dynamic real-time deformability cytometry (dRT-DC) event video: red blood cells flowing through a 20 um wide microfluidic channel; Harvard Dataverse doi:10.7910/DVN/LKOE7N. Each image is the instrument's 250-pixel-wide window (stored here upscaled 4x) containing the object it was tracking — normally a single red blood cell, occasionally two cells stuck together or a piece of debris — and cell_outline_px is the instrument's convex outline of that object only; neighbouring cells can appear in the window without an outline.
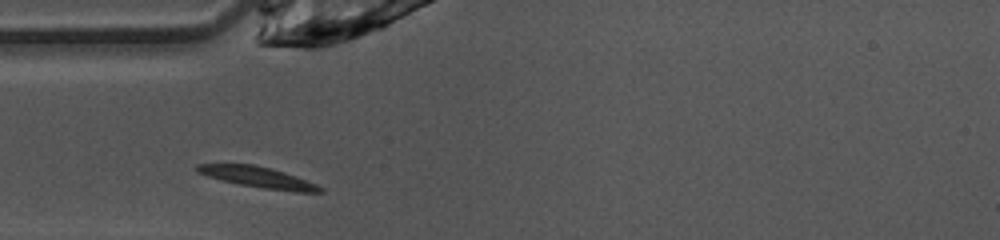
{"species": "common noctule bat (a hibernating species)", "species_latin": "Nyctalus noctula", "temperature_condition": "warm", "stored_images_in_passage": 28, "camera_frame_rate_fps": 3000, "um_per_image_px": 0.085, "animal": {"sex": "female", "body_mass_g": 10.0, "forearm_length_mm": 53.1}, "frame": {"image": 1, "passage_image": 1, "time_ms": 0.0, "image_size_px": [1000, 240], "cell_outline_px": [[324, 192], [296, 192], [264, 188], [240, 184], [220, 180], [196, 172], [196, 164], [252, 164], [284, 172], [296, 176], [316, 184], [324, 188]], "centroid_in_image_um": [21.93, 15.07], "position_along_channel_um": 63.1, "area_um2": 14.8}}
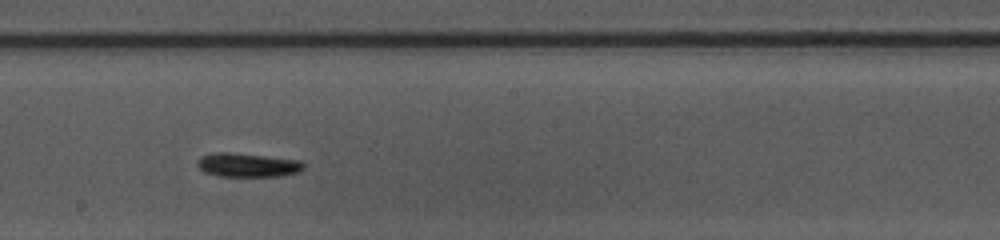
{"frame": {"image": 2, "passage_image": 13, "time_ms": 4.0, "image_size_px": [1000, 240], "cell_outline_px": [[304, 168], [300, 172], [284, 176], [216, 176], [204, 172], [196, 164], [196, 160], [200, 156], [216, 152], [232, 152], [300, 160], [304, 164]], "centroid_in_image_um": [21.03, 14.02], "position_along_channel_um": 227.2, "area_um2": 15.03}}
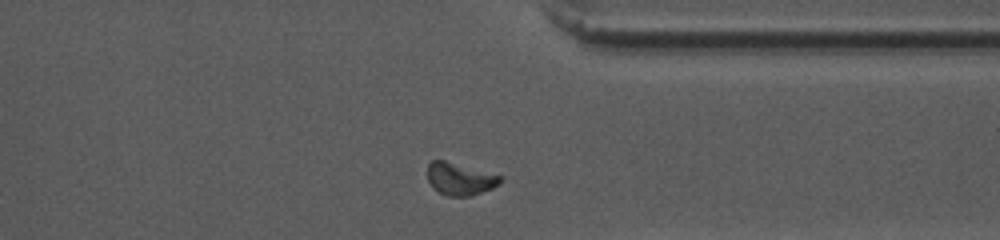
{"frame": {"image": 3, "passage_image": 24, "time_ms": 7.667, "image_size_px": [1000, 240], "cell_outline_px": [[500, 184], [492, 188], [472, 196], [448, 196], [432, 188], [428, 180], [428, 164], [432, 160], [444, 160], [500, 176]], "centroid_in_image_um": [39.06, 15.22], "position_along_channel_um": 372.3, "area_um2": 13.47}, "authors_computed_cell_mechanics": {"area_um2": 14.161, "velocity_mm_per_s": 4.0747, "shape_relaxation_time_tau1_ms": 1.833, "shape_relaxation_time_tau2_ms": null, "deformation_change_tau1": 0.1019, "deformation_change_tau2": null}}